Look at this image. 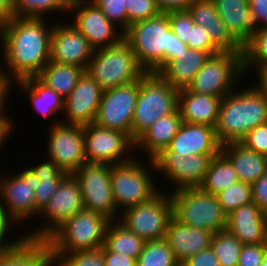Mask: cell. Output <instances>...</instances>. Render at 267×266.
<instances>
[{"mask_svg": "<svg viewBox=\"0 0 267 266\" xmlns=\"http://www.w3.org/2000/svg\"><path fill=\"white\" fill-rule=\"evenodd\" d=\"M86 72L103 90L133 83L147 73L125 39L116 45L94 50Z\"/></svg>", "mask_w": 267, "mask_h": 266, "instance_id": "4", "label": "cell"}, {"mask_svg": "<svg viewBox=\"0 0 267 266\" xmlns=\"http://www.w3.org/2000/svg\"><path fill=\"white\" fill-rule=\"evenodd\" d=\"M186 45L189 49L201 51H219L212 43L206 30L198 24H189Z\"/></svg>", "mask_w": 267, "mask_h": 266, "instance_id": "46", "label": "cell"}, {"mask_svg": "<svg viewBox=\"0 0 267 266\" xmlns=\"http://www.w3.org/2000/svg\"><path fill=\"white\" fill-rule=\"evenodd\" d=\"M238 181L231 162L220 152L212 158L205 178L199 187L207 193L216 195Z\"/></svg>", "mask_w": 267, "mask_h": 266, "instance_id": "34", "label": "cell"}, {"mask_svg": "<svg viewBox=\"0 0 267 266\" xmlns=\"http://www.w3.org/2000/svg\"><path fill=\"white\" fill-rule=\"evenodd\" d=\"M13 121H0V149L3 145H5V141H7V137L12 133Z\"/></svg>", "mask_w": 267, "mask_h": 266, "instance_id": "57", "label": "cell"}, {"mask_svg": "<svg viewBox=\"0 0 267 266\" xmlns=\"http://www.w3.org/2000/svg\"><path fill=\"white\" fill-rule=\"evenodd\" d=\"M126 10L128 29L134 22L146 20L161 13L155 0H126Z\"/></svg>", "mask_w": 267, "mask_h": 266, "instance_id": "43", "label": "cell"}, {"mask_svg": "<svg viewBox=\"0 0 267 266\" xmlns=\"http://www.w3.org/2000/svg\"><path fill=\"white\" fill-rule=\"evenodd\" d=\"M102 13L108 18V20L114 23L120 31L125 33L128 30V17L126 10V0H90ZM118 24V26H117Z\"/></svg>", "mask_w": 267, "mask_h": 266, "instance_id": "42", "label": "cell"}, {"mask_svg": "<svg viewBox=\"0 0 267 266\" xmlns=\"http://www.w3.org/2000/svg\"><path fill=\"white\" fill-rule=\"evenodd\" d=\"M147 169L137 156L129 162L111 165L110 181L116 211L120 206L125 211L145 203L160 192Z\"/></svg>", "mask_w": 267, "mask_h": 266, "instance_id": "8", "label": "cell"}, {"mask_svg": "<svg viewBox=\"0 0 267 266\" xmlns=\"http://www.w3.org/2000/svg\"><path fill=\"white\" fill-rule=\"evenodd\" d=\"M258 28L267 27V0H249Z\"/></svg>", "mask_w": 267, "mask_h": 266, "instance_id": "53", "label": "cell"}, {"mask_svg": "<svg viewBox=\"0 0 267 266\" xmlns=\"http://www.w3.org/2000/svg\"><path fill=\"white\" fill-rule=\"evenodd\" d=\"M172 32L179 37L182 42H187L189 24H194L192 15L185 11H173L167 13Z\"/></svg>", "mask_w": 267, "mask_h": 266, "instance_id": "47", "label": "cell"}, {"mask_svg": "<svg viewBox=\"0 0 267 266\" xmlns=\"http://www.w3.org/2000/svg\"><path fill=\"white\" fill-rule=\"evenodd\" d=\"M182 123L178 109L172 114L159 118L135 140V148L146 150L145 154L150 157V160L153 159L169 146Z\"/></svg>", "mask_w": 267, "mask_h": 266, "instance_id": "29", "label": "cell"}, {"mask_svg": "<svg viewBox=\"0 0 267 266\" xmlns=\"http://www.w3.org/2000/svg\"><path fill=\"white\" fill-rule=\"evenodd\" d=\"M266 251L267 243L243 245L237 266H260Z\"/></svg>", "mask_w": 267, "mask_h": 266, "instance_id": "48", "label": "cell"}, {"mask_svg": "<svg viewBox=\"0 0 267 266\" xmlns=\"http://www.w3.org/2000/svg\"><path fill=\"white\" fill-rule=\"evenodd\" d=\"M23 93L29 94L31 105L44 117L64 111V97L45 85L37 76L14 81Z\"/></svg>", "mask_w": 267, "mask_h": 266, "instance_id": "30", "label": "cell"}, {"mask_svg": "<svg viewBox=\"0 0 267 266\" xmlns=\"http://www.w3.org/2000/svg\"><path fill=\"white\" fill-rule=\"evenodd\" d=\"M161 13L185 11L193 0H155Z\"/></svg>", "mask_w": 267, "mask_h": 266, "instance_id": "54", "label": "cell"}, {"mask_svg": "<svg viewBox=\"0 0 267 266\" xmlns=\"http://www.w3.org/2000/svg\"><path fill=\"white\" fill-rule=\"evenodd\" d=\"M110 221L101 213L82 209L47 238L51 254H68L103 247Z\"/></svg>", "mask_w": 267, "mask_h": 266, "instance_id": "6", "label": "cell"}, {"mask_svg": "<svg viewBox=\"0 0 267 266\" xmlns=\"http://www.w3.org/2000/svg\"><path fill=\"white\" fill-rule=\"evenodd\" d=\"M267 123V95L256 85L222 97L216 136L221 145L240 142L257 125Z\"/></svg>", "mask_w": 267, "mask_h": 266, "instance_id": "3", "label": "cell"}, {"mask_svg": "<svg viewBox=\"0 0 267 266\" xmlns=\"http://www.w3.org/2000/svg\"><path fill=\"white\" fill-rule=\"evenodd\" d=\"M0 266H53L48 239L22 237L0 250Z\"/></svg>", "mask_w": 267, "mask_h": 266, "instance_id": "24", "label": "cell"}, {"mask_svg": "<svg viewBox=\"0 0 267 266\" xmlns=\"http://www.w3.org/2000/svg\"><path fill=\"white\" fill-rule=\"evenodd\" d=\"M124 39L146 72L157 73L168 61L188 49L172 32L167 13L132 23L124 33Z\"/></svg>", "mask_w": 267, "mask_h": 266, "instance_id": "2", "label": "cell"}, {"mask_svg": "<svg viewBox=\"0 0 267 266\" xmlns=\"http://www.w3.org/2000/svg\"><path fill=\"white\" fill-rule=\"evenodd\" d=\"M12 223L8 220V218L2 213L0 210V250L9 248L15 241L14 239L12 241H5V238L7 236L8 230L10 229L9 226H11Z\"/></svg>", "mask_w": 267, "mask_h": 266, "instance_id": "55", "label": "cell"}, {"mask_svg": "<svg viewBox=\"0 0 267 266\" xmlns=\"http://www.w3.org/2000/svg\"><path fill=\"white\" fill-rule=\"evenodd\" d=\"M47 141L48 159L67 175H73L86 162L84 126L53 121Z\"/></svg>", "mask_w": 267, "mask_h": 266, "instance_id": "12", "label": "cell"}, {"mask_svg": "<svg viewBox=\"0 0 267 266\" xmlns=\"http://www.w3.org/2000/svg\"><path fill=\"white\" fill-rule=\"evenodd\" d=\"M178 93L179 90L156 72H147L139 80V93L131 124V138L134 141L159 118L177 110Z\"/></svg>", "mask_w": 267, "mask_h": 266, "instance_id": "5", "label": "cell"}, {"mask_svg": "<svg viewBox=\"0 0 267 266\" xmlns=\"http://www.w3.org/2000/svg\"><path fill=\"white\" fill-rule=\"evenodd\" d=\"M110 173L111 165L85 163L73 176L79 183L84 209L116 221L119 212L112 196Z\"/></svg>", "mask_w": 267, "mask_h": 266, "instance_id": "14", "label": "cell"}, {"mask_svg": "<svg viewBox=\"0 0 267 266\" xmlns=\"http://www.w3.org/2000/svg\"><path fill=\"white\" fill-rule=\"evenodd\" d=\"M85 156L87 163L116 165L131 161L128 153L135 141L125 132L99 127L94 123L84 126ZM128 150V151H127Z\"/></svg>", "mask_w": 267, "mask_h": 266, "instance_id": "11", "label": "cell"}, {"mask_svg": "<svg viewBox=\"0 0 267 266\" xmlns=\"http://www.w3.org/2000/svg\"><path fill=\"white\" fill-rule=\"evenodd\" d=\"M218 154H192L187 157L177 155L168 148L151 159L150 167L164 173L174 185V190L186 187H199L206 175L210 162Z\"/></svg>", "mask_w": 267, "mask_h": 266, "instance_id": "15", "label": "cell"}, {"mask_svg": "<svg viewBox=\"0 0 267 266\" xmlns=\"http://www.w3.org/2000/svg\"><path fill=\"white\" fill-rule=\"evenodd\" d=\"M251 186L253 203L267 215V172Z\"/></svg>", "mask_w": 267, "mask_h": 266, "instance_id": "49", "label": "cell"}, {"mask_svg": "<svg viewBox=\"0 0 267 266\" xmlns=\"http://www.w3.org/2000/svg\"><path fill=\"white\" fill-rule=\"evenodd\" d=\"M242 246L241 241L226 230L214 233L210 245L220 266H237Z\"/></svg>", "mask_w": 267, "mask_h": 266, "instance_id": "37", "label": "cell"}, {"mask_svg": "<svg viewBox=\"0 0 267 266\" xmlns=\"http://www.w3.org/2000/svg\"><path fill=\"white\" fill-rule=\"evenodd\" d=\"M230 34L244 47L258 31L249 0H213Z\"/></svg>", "mask_w": 267, "mask_h": 266, "instance_id": "25", "label": "cell"}, {"mask_svg": "<svg viewBox=\"0 0 267 266\" xmlns=\"http://www.w3.org/2000/svg\"><path fill=\"white\" fill-rule=\"evenodd\" d=\"M221 153L231 162L239 181L251 185L267 172V156L247 149L240 142L222 145Z\"/></svg>", "mask_w": 267, "mask_h": 266, "instance_id": "28", "label": "cell"}, {"mask_svg": "<svg viewBox=\"0 0 267 266\" xmlns=\"http://www.w3.org/2000/svg\"><path fill=\"white\" fill-rule=\"evenodd\" d=\"M247 149L267 156V123L257 125L240 141Z\"/></svg>", "mask_w": 267, "mask_h": 266, "instance_id": "45", "label": "cell"}, {"mask_svg": "<svg viewBox=\"0 0 267 266\" xmlns=\"http://www.w3.org/2000/svg\"><path fill=\"white\" fill-rule=\"evenodd\" d=\"M146 241L128 230L118 220L109 222L104 247L111 252L138 259Z\"/></svg>", "mask_w": 267, "mask_h": 266, "instance_id": "32", "label": "cell"}, {"mask_svg": "<svg viewBox=\"0 0 267 266\" xmlns=\"http://www.w3.org/2000/svg\"><path fill=\"white\" fill-rule=\"evenodd\" d=\"M138 93L139 80L103 90L93 123L106 129L125 132L131 137V124Z\"/></svg>", "mask_w": 267, "mask_h": 266, "instance_id": "16", "label": "cell"}, {"mask_svg": "<svg viewBox=\"0 0 267 266\" xmlns=\"http://www.w3.org/2000/svg\"><path fill=\"white\" fill-rule=\"evenodd\" d=\"M103 89L85 71L76 86L64 98V113L67 119L61 123L86 126L94 122Z\"/></svg>", "mask_w": 267, "mask_h": 266, "instance_id": "20", "label": "cell"}, {"mask_svg": "<svg viewBox=\"0 0 267 266\" xmlns=\"http://www.w3.org/2000/svg\"><path fill=\"white\" fill-rule=\"evenodd\" d=\"M260 266H267V251Z\"/></svg>", "mask_w": 267, "mask_h": 266, "instance_id": "59", "label": "cell"}, {"mask_svg": "<svg viewBox=\"0 0 267 266\" xmlns=\"http://www.w3.org/2000/svg\"><path fill=\"white\" fill-rule=\"evenodd\" d=\"M216 197L223 211L229 215L237 208L253 202L252 186L248 183L238 181L216 194Z\"/></svg>", "mask_w": 267, "mask_h": 266, "instance_id": "39", "label": "cell"}, {"mask_svg": "<svg viewBox=\"0 0 267 266\" xmlns=\"http://www.w3.org/2000/svg\"><path fill=\"white\" fill-rule=\"evenodd\" d=\"M105 266H137V259L108 251L102 247Z\"/></svg>", "mask_w": 267, "mask_h": 266, "instance_id": "51", "label": "cell"}, {"mask_svg": "<svg viewBox=\"0 0 267 266\" xmlns=\"http://www.w3.org/2000/svg\"><path fill=\"white\" fill-rule=\"evenodd\" d=\"M84 209L81 189L73 175H67L57 187L48 204L39 213L47 219L33 231L25 233L27 237L47 239L67 219Z\"/></svg>", "mask_w": 267, "mask_h": 266, "instance_id": "17", "label": "cell"}, {"mask_svg": "<svg viewBox=\"0 0 267 266\" xmlns=\"http://www.w3.org/2000/svg\"><path fill=\"white\" fill-rule=\"evenodd\" d=\"M258 77L257 87L267 95V65H263L256 71Z\"/></svg>", "mask_w": 267, "mask_h": 266, "instance_id": "58", "label": "cell"}, {"mask_svg": "<svg viewBox=\"0 0 267 266\" xmlns=\"http://www.w3.org/2000/svg\"><path fill=\"white\" fill-rule=\"evenodd\" d=\"M117 220L145 241L164 239L173 217L170 194L159 192L151 200L130 207Z\"/></svg>", "mask_w": 267, "mask_h": 266, "instance_id": "10", "label": "cell"}, {"mask_svg": "<svg viewBox=\"0 0 267 266\" xmlns=\"http://www.w3.org/2000/svg\"><path fill=\"white\" fill-rule=\"evenodd\" d=\"M34 174L40 179L37 189L34 191L35 195V216L44 209L51 197L57 190L61 181L67 176L62 172L54 162L47 160L46 162L33 165L30 168Z\"/></svg>", "mask_w": 267, "mask_h": 266, "instance_id": "33", "label": "cell"}, {"mask_svg": "<svg viewBox=\"0 0 267 266\" xmlns=\"http://www.w3.org/2000/svg\"><path fill=\"white\" fill-rule=\"evenodd\" d=\"M267 65V27L259 28L251 40L244 46L243 71L256 67V71Z\"/></svg>", "mask_w": 267, "mask_h": 266, "instance_id": "38", "label": "cell"}, {"mask_svg": "<svg viewBox=\"0 0 267 266\" xmlns=\"http://www.w3.org/2000/svg\"><path fill=\"white\" fill-rule=\"evenodd\" d=\"M51 256L55 266H105L102 247L68 254H51Z\"/></svg>", "mask_w": 267, "mask_h": 266, "instance_id": "41", "label": "cell"}, {"mask_svg": "<svg viewBox=\"0 0 267 266\" xmlns=\"http://www.w3.org/2000/svg\"><path fill=\"white\" fill-rule=\"evenodd\" d=\"M39 183L40 179L30 166L12 177L0 180V200L3 202L0 201V210L12 224L31 219L35 215L34 191Z\"/></svg>", "mask_w": 267, "mask_h": 266, "instance_id": "13", "label": "cell"}, {"mask_svg": "<svg viewBox=\"0 0 267 266\" xmlns=\"http://www.w3.org/2000/svg\"><path fill=\"white\" fill-rule=\"evenodd\" d=\"M219 52L188 48L184 53L178 55L176 59L168 61L157 73L177 90L188 88L207 59Z\"/></svg>", "mask_w": 267, "mask_h": 266, "instance_id": "27", "label": "cell"}, {"mask_svg": "<svg viewBox=\"0 0 267 266\" xmlns=\"http://www.w3.org/2000/svg\"><path fill=\"white\" fill-rule=\"evenodd\" d=\"M226 231L243 245L267 243V215L253 202L227 215Z\"/></svg>", "mask_w": 267, "mask_h": 266, "instance_id": "21", "label": "cell"}, {"mask_svg": "<svg viewBox=\"0 0 267 266\" xmlns=\"http://www.w3.org/2000/svg\"><path fill=\"white\" fill-rule=\"evenodd\" d=\"M71 0H13L16 17L45 18L44 14L69 11ZM55 10V11H54Z\"/></svg>", "mask_w": 267, "mask_h": 266, "instance_id": "36", "label": "cell"}, {"mask_svg": "<svg viewBox=\"0 0 267 266\" xmlns=\"http://www.w3.org/2000/svg\"><path fill=\"white\" fill-rule=\"evenodd\" d=\"M221 146L215 127L183 122L167 148L187 157L192 154H219Z\"/></svg>", "mask_w": 267, "mask_h": 266, "instance_id": "22", "label": "cell"}, {"mask_svg": "<svg viewBox=\"0 0 267 266\" xmlns=\"http://www.w3.org/2000/svg\"><path fill=\"white\" fill-rule=\"evenodd\" d=\"M213 232L185 225L174 216L168 224L165 240L181 265L185 260L211 245Z\"/></svg>", "mask_w": 267, "mask_h": 266, "instance_id": "23", "label": "cell"}, {"mask_svg": "<svg viewBox=\"0 0 267 266\" xmlns=\"http://www.w3.org/2000/svg\"><path fill=\"white\" fill-rule=\"evenodd\" d=\"M44 19L15 16L0 26L4 65L8 69L0 68V72L11 84L37 76L50 62L53 25L47 26Z\"/></svg>", "mask_w": 267, "mask_h": 266, "instance_id": "1", "label": "cell"}, {"mask_svg": "<svg viewBox=\"0 0 267 266\" xmlns=\"http://www.w3.org/2000/svg\"><path fill=\"white\" fill-rule=\"evenodd\" d=\"M180 266H220V263L211 247H209L192 255Z\"/></svg>", "mask_w": 267, "mask_h": 266, "instance_id": "50", "label": "cell"}, {"mask_svg": "<svg viewBox=\"0 0 267 266\" xmlns=\"http://www.w3.org/2000/svg\"><path fill=\"white\" fill-rule=\"evenodd\" d=\"M13 84H11L0 72V121H13L12 118L7 116L6 113V102H8V96L10 94V91H12L11 87ZM6 101V102H5Z\"/></svg>", "mask_w": 267, "mask_h": 266, "instance_id": "52", "label": "cell"}, {"mask_svg": "<svg viewBox=\"0 0 267 266\" xmlns=\"http://www.w3.org/2000/svg\"><path fill=\"white\" fill-rule=\"evenodd\" d=\"M15 17L13 0H0V26Z\"/></svg>", "mask_w": 267, "mask_h": 266, "instance_id": "56", "label": "cell"}, {"mask_svg": "<svg viewBox=\"0 0 267 266\" xmlns=\"http://www.w3.org/2000/svg\"><path fill=\"white\" fill-rule=\"evenodd\" d=\"M94 49L73 24H53L50 41V61L75 65L85 71Z\"/></svg>", "mask_w": 267, "mask_h": 266, "instance_id": "19", "label": "cell"}, {"mask_svg": "<svg viewBox=\"0 0 267 266\" xmlns=\"http://www.w3.org/2000/svg\"><path fill=\"white\" fill-rule=\"evenodd\" d=\"M187 10L192 15L194 23L201 26L217 23L219 18L213 0H193Z\"/></svg>", "mask_w": 267, "mask_h": 266, "instance_id": "44", "label": "cell"}, {"mask_svg": "<svg viewBox=\"0 0 267 266\" xmlns=\"http://www.w3.org/2000/svg\"><path fill=\"white\" fill-rule=\"evenodd\" d=\"M173 202V216L181 223L213 233L226 230L227 214L216 195L200 187H186L169 192Z\"/></svg>", "mask_w": 267, "mask_h": 266, "instance_id": "7", "label": "cell"}, {"mask_svg": "<svg viewBox=\"0 0 267 266\" xmlns=\"http://www.w3.org/2000/svg\"><path fill=\"white\" fill-rule=\"evenodd\" d=\"M69 11L76 12L73 25L94 50L116 45L124 39V33H118L116 25L90 0H71Z\"/></svg>", "mask_w": 267, "mask_h": 266, "instance_id": "18", "label": "cell"}, {"mask_svg": "<svg viewBox=\"0 0 267 266\" xmlns=\"http://www.w3.org/2000/svg\"><path fill=\"white\" fill-rule=\"evenodd\" d=\"M243 74V54L219 52L207 59L188 89L198 94L224 97L234 90Z\"/></svg>", "mask_w": 267, "mask_h": 266, "instance_id": "9", "label": "cell"}, {"mask_svg": "<svg viewBox=\"0 0 267 266\" xmlns=\"http://www.w3.org/2000/svg\"><path fill=\"white\" fill-rule=\"evenodd\" d=\"M202 28L207 31L211 43L220 52L244 53V47L230 34L220 17L217 23L204 24Z\"/></svg>", "mask_w": 267, "mask_h": 266, "instance_id": "40", "label": "cell"}, {"mask_svg": "<svg viewBox=\"0 0 267 266\" xmlns=\"http://www.w3.org/2000/svg\"><path fill=\"white\" fill-rule=\"evenodd\" d=\"M222 97L198 94L188 88L179 90L178 110L184 123L215 127Z\"/></svg>", "mask_w": 267, "mask_h": 266, "instance_id": "26", "label": "cell"}, {"mask_svg": "<svg viewBox=\"0 0 267 266\" xmlns=\"http://www.w3.org/2000/svg\"><path fill=\"white\" fill-rule=\"evenodd\" d=\"M137 266H180L165 239L146 241Z\"/></svg>", "mask_w": 267, "mask_h": 266, "instance_id": "35", "label": "cell"}, {"mask_svg": "<svg viewBox=\"0 0 267 266\" xmlns=\"http://www.w3.org/2000/svg\"><path fill=\"white\" fill-rule=\"evenodd\" d=\"M84 72L83 68L75 65L59 64L50 61L37 77L45 85L65 98L74 89Z\"/></svg>", "mask_w": 267, "mask_h": 266, "instance_id": "31", "label": "cell"}]
</instances>
